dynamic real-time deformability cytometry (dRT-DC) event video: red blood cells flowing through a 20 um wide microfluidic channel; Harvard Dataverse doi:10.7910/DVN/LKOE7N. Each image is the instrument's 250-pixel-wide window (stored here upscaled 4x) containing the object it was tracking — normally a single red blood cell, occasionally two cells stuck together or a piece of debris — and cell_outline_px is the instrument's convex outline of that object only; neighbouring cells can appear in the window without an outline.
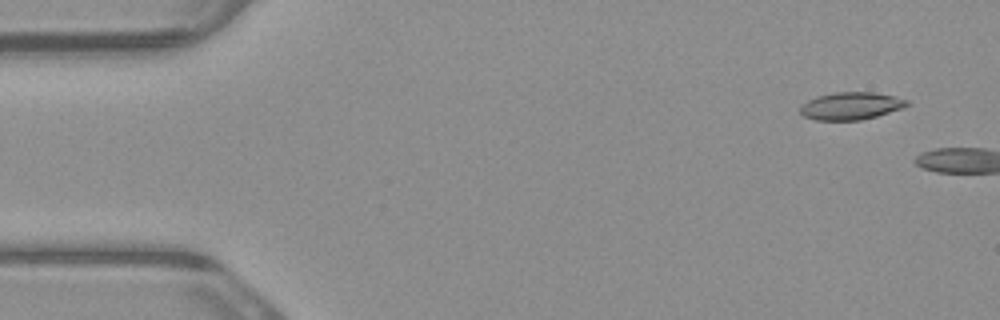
{"species": "common noctule bat (a hibernating species)", "species_latin": "Nyctalus noctula", "temperature_condition": "warm", "stored_images_in_passage": 2, "camera_frame_rate_fps": 3000, "um_per_image_px": 0.085, "animal": {"sex": "male", "body_mass_g": 23.1, "forearm_length_mm": 52.7}, "frame": {"image": 1, "passage_image": 1, "time_ms": 0.0, "image_size_px": [1000, 320], "cell_outline_px": [[912, 104], [904, 108], [876, 116], [860, 120], [816, 120], [804, 116], [800, 112], [800, 108], [808, 100], [816, 96], [836, 92], [876, 92], [896, 96], [908, 100]], "centroid_in_image_um": [72.39, 8.99], "position_along_channel_um": 12.6, "area_um2": 17.22}}